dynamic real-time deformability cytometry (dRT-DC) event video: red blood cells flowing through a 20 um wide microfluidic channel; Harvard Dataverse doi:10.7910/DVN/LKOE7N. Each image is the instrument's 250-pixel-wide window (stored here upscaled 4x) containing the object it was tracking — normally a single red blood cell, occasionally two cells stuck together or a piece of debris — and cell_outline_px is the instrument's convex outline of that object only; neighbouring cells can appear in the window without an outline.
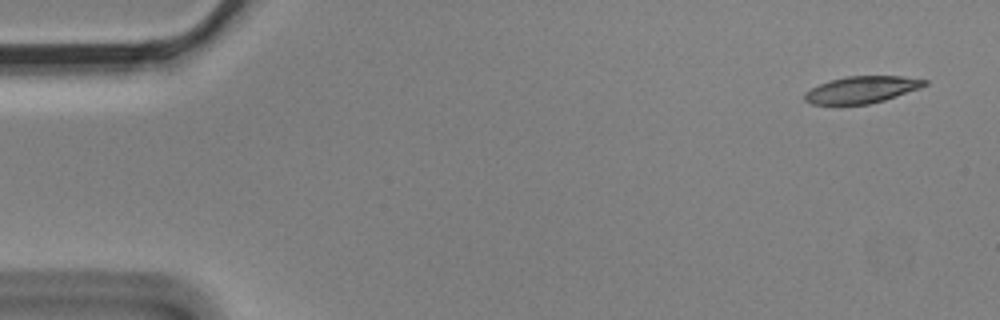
{"species": "Egyptian fruit bat (a non-hibernating species)", "species_latin": "Rousettus aegyptiacus", "temperature_condition": "cold", "stored_images_in_passage": 4, "camera_frame_rate_fps": 3000, "um_per_image_px": 0.085, "animal": {"sex": "male"}, "frame": {"image": 1, "passage_image": 1, "time_ms": 0.0, "image_size_px": [1000, 320], "cell_outline_px": [[928, 84], [920, 88], [884, 100], [868, 104], [812, 104], [804, 100], [804, 92], [820, 84], [832, 80], [848, 76], [900, 76], [928, 80]], "centroid_in_image_um": [73.26, 7.62], "position_along_channel_um": 11.7, "area_um2": 18.55}}
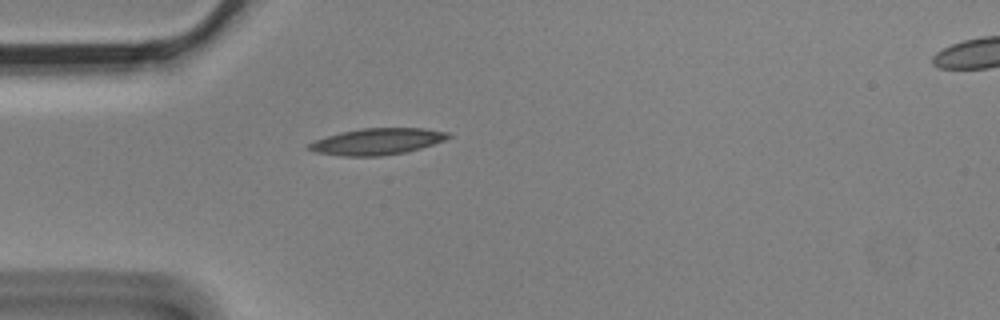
{"frame": {"image": 2, "passage_image": 4, "time_ms": 1.0, "image_size_px": [1000, 320], "cell_outline_px": [[452, 136], [444, 140], [408, 152], [380, 156], [340, 156], [316, 152], [304, 148], [308, 144], [316, 140], [340, 132], [360, 128], [424, 128], [448, 132]], "centroid_in_image_um": [32.04, 12.03], "position_along_channel_um": 53.0, "area_um2": 21.5}}